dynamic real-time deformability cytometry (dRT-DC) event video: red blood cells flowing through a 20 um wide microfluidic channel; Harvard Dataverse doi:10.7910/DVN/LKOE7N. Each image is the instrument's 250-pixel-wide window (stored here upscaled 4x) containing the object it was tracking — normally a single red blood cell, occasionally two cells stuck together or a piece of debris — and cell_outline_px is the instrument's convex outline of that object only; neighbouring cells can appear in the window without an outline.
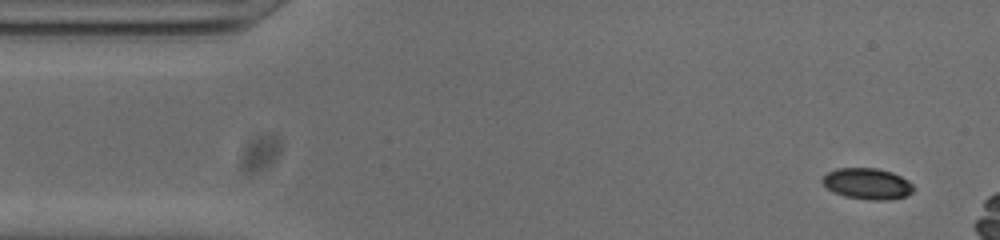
{"species": "common noctule bat (a hibernating species)", "species_latin": "Nyctalus noctula", "temperature_condition": "cold", "stored_images_in_passage": 13, "camera_frame_rate_fps": 3000, "um_per_image_px": 0.085, "animal": {"sex": "male", "body_mass_g": 20.0, "forearm_length_mm": 53.3}, "frame": {"image": 1, "passage_image": 3, "time_ms": 0.667, "image_size_px": [1000, 240], "cell_outline_px": [[912, 192], [904, 196], [888, 200], [868, 200], [844, 196], [832, 192], [820, 180], [828, 172], [836, 168], [876, 168], [892, 172], [908, 180], [912, 184]], "centroid_in_image_um": [73.69, 15.61], "position_along_channel_um": 11.3, "area_um2": 16.47}}